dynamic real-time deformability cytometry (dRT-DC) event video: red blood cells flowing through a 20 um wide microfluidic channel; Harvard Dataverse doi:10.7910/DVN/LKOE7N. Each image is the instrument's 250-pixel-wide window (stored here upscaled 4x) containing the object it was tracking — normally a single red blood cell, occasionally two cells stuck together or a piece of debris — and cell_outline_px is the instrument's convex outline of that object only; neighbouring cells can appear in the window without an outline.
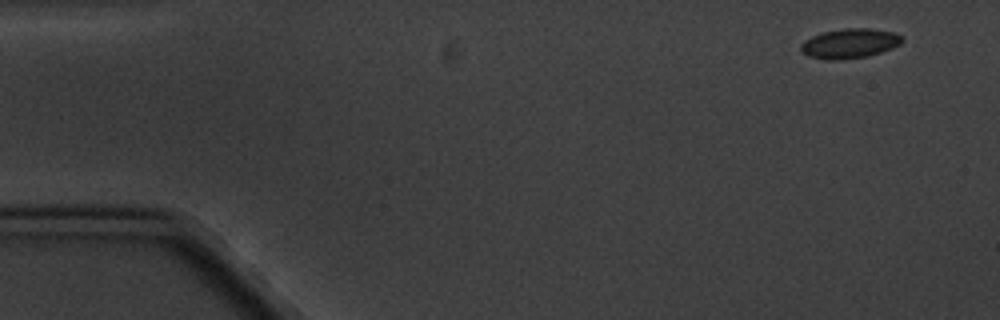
{"species": "common noctule bat (a hibernating species)", "species_latin": "Nyctalus noctula", "temperature_condition": "cold", "stored_images_in_passage": 7, "camera_frame_rate_fps": 3000, "um_per_image_px": 0.085, "animal": {"sex": "male", "body_mass_g": 20.1, "forearm_length_mm": 53.5}, "frame": {"image": 1, "passage_image": 1, "time_ms": 0.0, "image_size_px": [1000, 320], "cell_outline_px": [[904, 40], [900, 44], [892, 48], [868, 56], [836, 60], [828, 60], [808, 56], [800, 48], [800, 44], [804, 40], [812, 36], [824, 32], [844, 28], [868, 28], [892, 32], [900, 36]], "centroid_in_image_um": [72.21, 3.69], "position_along_channel_um": 12.8, "area_um2": 17.34}}
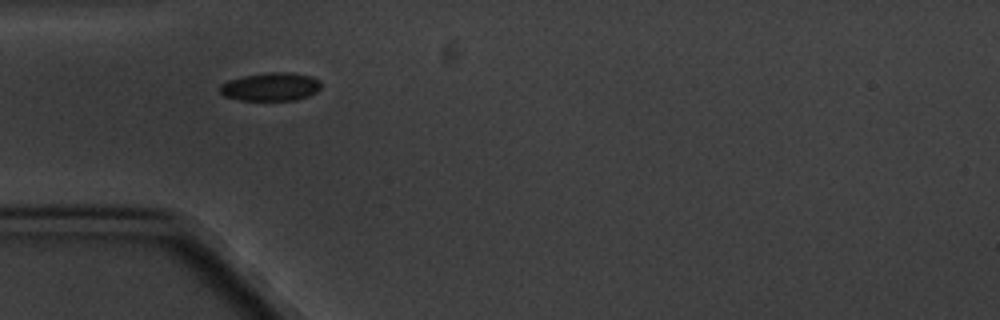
{"frame": {"image": 2, "passage_image": 5, "time_ms": 4.667, "image_size_px": [1000, 320], "cell_outline_px": [[320, 88], [316, 92], [308, 96], [296, 100], [240, 100], [224, 96], [220, 92], [220, 84], [228, 80], [244, 76], [268, 72], [292, 72], [312, 76], [320, 80]], "centroid_in_image_um": [23.02, 7.37], "position_along_channel_um": 62.0, "area_um2": 16.76}}